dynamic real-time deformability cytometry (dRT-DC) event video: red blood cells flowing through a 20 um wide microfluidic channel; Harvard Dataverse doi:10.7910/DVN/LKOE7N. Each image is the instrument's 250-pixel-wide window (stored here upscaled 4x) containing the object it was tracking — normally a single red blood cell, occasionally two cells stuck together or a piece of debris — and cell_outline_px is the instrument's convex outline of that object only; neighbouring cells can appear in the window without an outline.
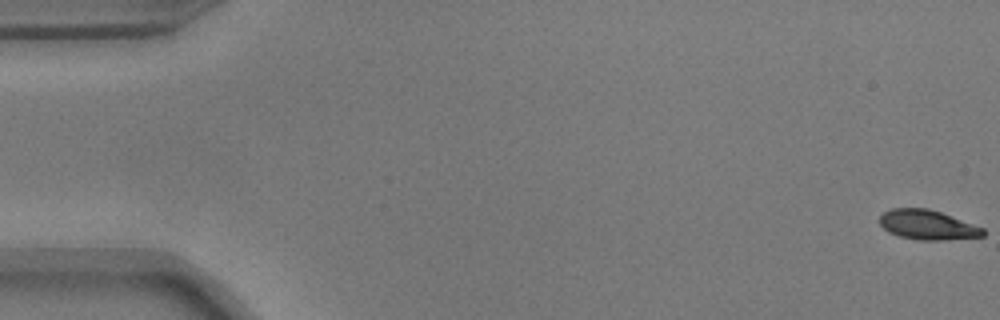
{"species": "common noctule bat (a hibernating species)", "species_latin": "Nyctalus noctula", "temperature_condition": "warm", "stored_images_in_passage": 55, "camera_frame_rate_fps": 3000, "um_per_image_px": 0.085, "animal": {"sex": "male", "body_mass_g": 17.9}, "frame": {"image": 1, "passage_image": 1, "time_ms": 0.0, "image_size_px": [1000, 320], "cell_outline_px": [[984, 232], [976, 236], [912, 236], [896, 232], [888, 228], [884, 224], [892, 212], [936, 212]], "centroid_in_image_um": [78.91, 19.12], "position_along_channel_um": 6.1, "area_um2": 12.54}}
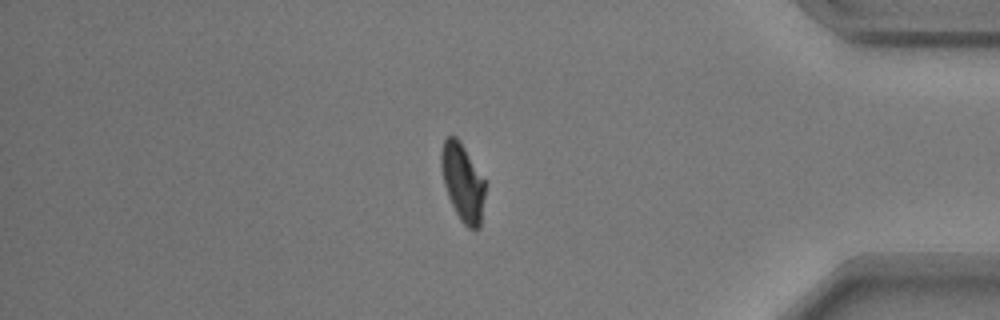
{"frame": {"image": 2, "passage_image": 47, "time_ms": 15.333, "image_size_px": [1000, 320], "cell_outline_px": [[484, 188], [476, 224], [472, 224], [464, 216], [456, 204], [448, 184], [444, 168], [444, 152], [448, 140], [452, 140], [460, 148], [484, 184]], "centroid_in_image_um": [39.37, 15.46], "position_along_channel_um": 395.8, "area_um2": 14.16}}
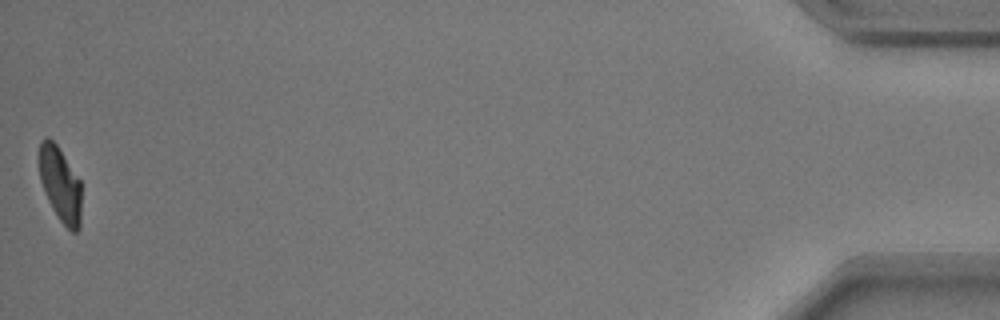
{"frame": {"image": 3, "passage_image": 55, "time_ms": 18.0, "image_size_px": [1000, 320], "cell_outline_px": [[80, 192], [76, 228], [72, 228], [64, 220], [44, 180], [40, 164], [40, 152], [44, 144], [48, 140], [56, 148], [80, 184]], "centroid_in_image_um": [5.16, 15.57], "position_along_channel_um": 430.0, "area_um2": 13.99}}